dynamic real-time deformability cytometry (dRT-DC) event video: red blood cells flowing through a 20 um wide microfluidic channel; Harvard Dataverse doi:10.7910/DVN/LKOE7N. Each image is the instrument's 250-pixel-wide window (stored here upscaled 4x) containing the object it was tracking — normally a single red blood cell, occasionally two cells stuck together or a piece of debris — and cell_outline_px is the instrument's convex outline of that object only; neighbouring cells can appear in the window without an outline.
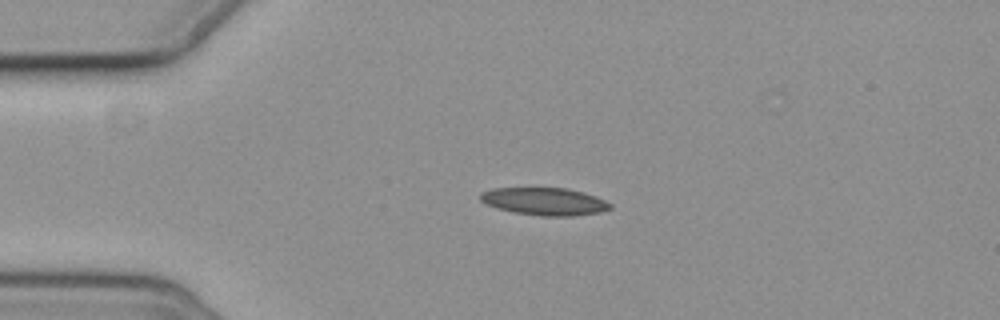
{"species": "common noctule bat (a hibernating species)", "species_latin": "Nyctalus noctula", "temperature_condition": "cold", "stored_images_in_passage": 3, "camera_frame_rate_fps": 3000, "um_per_image_px": 0.085, "animal": {"sex": "female", "body_mass_g": 19.3, "forearm_length_mm": 54.1}, "frame": {"image": 1, "passage_image": 1, "time_ms": 0.0, "image_size_px": [1000, 320], "cell_outline_px": [[612, 208], [600, 212], [572, 216], [540, 216], [512, 212], [496, 208], [480, 200], [480, 192], [492, 188], [568, 188], [584, 192], [596, 196], [612, 204]], "centroid_in_image_um": [46.29, 17.12], "position_along_channel_um": 38.7, "area_um2": 20.98}}